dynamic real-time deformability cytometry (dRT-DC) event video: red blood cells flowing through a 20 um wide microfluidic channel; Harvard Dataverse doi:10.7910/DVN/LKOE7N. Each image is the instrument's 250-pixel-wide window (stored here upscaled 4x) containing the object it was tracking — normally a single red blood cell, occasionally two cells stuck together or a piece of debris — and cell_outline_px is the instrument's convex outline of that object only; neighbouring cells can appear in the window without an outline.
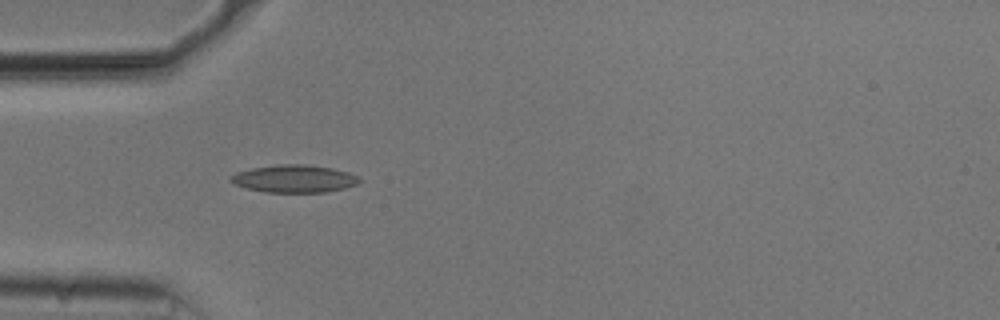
{"species": "common noctule bat (a hibernating species)", "species_latin": "Nyctalus noctula", "temperature_condition": "cold", "stored_images_in_passage": 24, "camera_frame_rate_fps": 3000, "um_per_image_px": 0.085, "animal": {"sex": "male", "body_mass_g": 20.5, "forearm_length_mm": 52.5}, "frame": {"image": 1, "passage_image": 1, "time_ms": 0.0, "image_size_px": [1000, 320], "cell_outline_px": [[360, 180], [356, 184], [344, 188], [324, 192], [264, 192], [248, 188], [236, 184], [228, 180], [236, 172], [252, 168], [280, 164], [304, 164], [332, 168], [348, 172], [356, 176]], "centroid_in_image_um": [24.99, 15.18], "position_along_channel_um": 60.0, "area_um2": 20.4}}
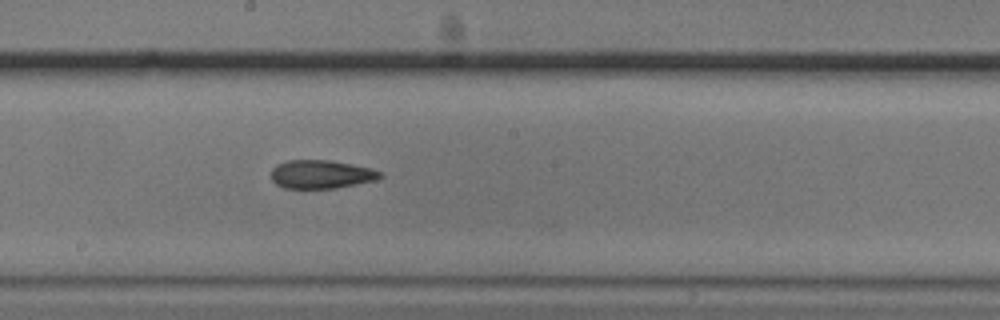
{"frame": {"image": 2, "passage_image": 14, "time_ms": 4.333, "image_size_px": [1000, 320], "cell_outline_px": [[384, 176], [376, 180], [336, 188], [284, 188], [276, 184], [272, 180], [272, 168], [276, 164], [288, 160], [328, 160], [352, 164], [384, 172]], "centroid_in_image_um": [27.31, 14.81], "position_along_channel_um": 220.9, "area_um2": 18.09}}
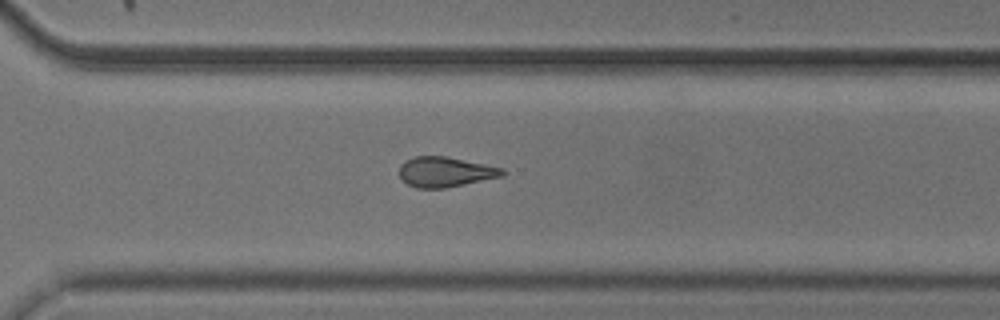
{"frame": {"image": 3, "passage_image": 23, "time_ms": 7.333, "image_size_px": [1000, 320], "cell_outline_px": [[508, 172], [504, 176], [444, 188], [416, 188], [408, 184], [400, 176], [400, 164], [404, 160], [416, 156], [444, 156], [504, 168]], "centroid_in_image_um": [37.87, 14.61], "position_along_channel_um": 332.7, "area_um2": 18.03}}